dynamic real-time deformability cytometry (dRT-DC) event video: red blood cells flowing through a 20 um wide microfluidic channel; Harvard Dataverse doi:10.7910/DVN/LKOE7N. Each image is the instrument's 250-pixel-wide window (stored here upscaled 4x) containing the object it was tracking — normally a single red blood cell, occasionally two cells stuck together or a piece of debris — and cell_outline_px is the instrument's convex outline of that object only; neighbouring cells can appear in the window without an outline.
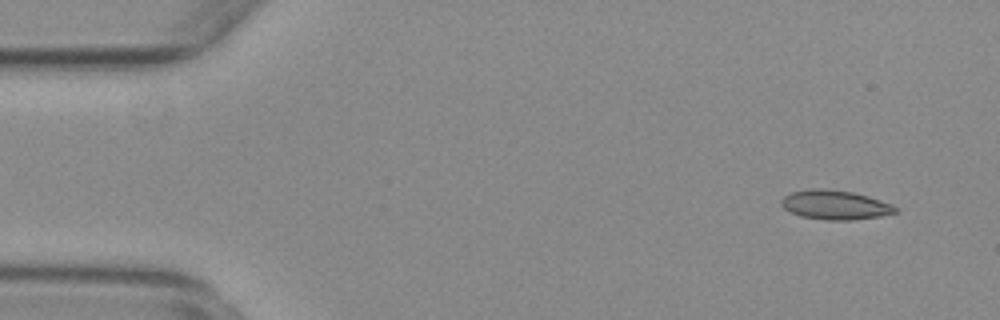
{"species": "common noctule bat (a hibernating species)", "species_latin": "Nyctalus noctula", "temperature_condition": "warm", "stored_images_in_passage": 55, "camera_frame_rate_fps": 3000, "um_per_image_px": 0.085, "animal": {"sex": "female", "body_mass_g": 29.2, "forearm_length_mm": 56.3}, "frame": {"image": 1, "passage_image": 4, "time_ms": 1.0, "image_size_px": [1000, 320], "cell_outline_px": [[896, 212], [880, 216], [852, 220], [824, 220], [800, 216], [784, 208], [780, 204], [780, 200], [784, 196], [792, 192], [812, 188], [820, 188], [852, 192], [868, 196], [892, 204], [896, 208]], "centroid_in_image_um": [70.95, 17.42], "position_along_channel_um": 14.0, "area_um2": 19.36}}
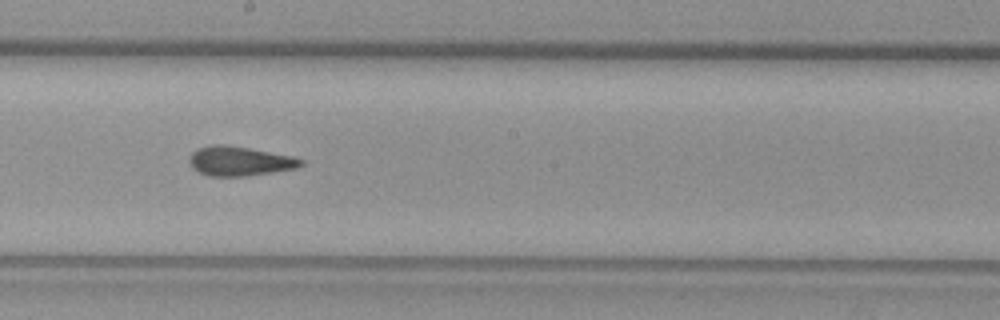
{"frame": {"image": 2, "passage_image": 30, "time_ms": 9.667, "image_size_px": [1000, 320], "cell_outline_px": [[304, 164], [296, 168], [272, 172], [244, 176], [208, 176], [196, 172], [192, 168], [188, 160], [188, 156], [196, 148], [212, 144], [224, 144], [248, 148], [292, 156], [304, 160]], "centroid_in_image_um": [20.3, 13.69], "position_along_channel_um": 227.9, "area_um2": 19.31}}
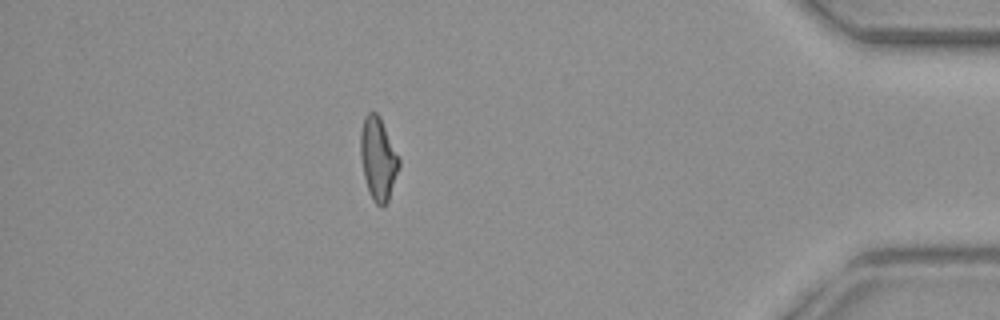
{"frame": {"image": 3, "passage_image": 48, "time_ms": 15.667, "image_size_px": [1000, 320], "cell_outline_px": [[400, 164], [388, 200], [384, 204], [376, 204], [372, 200], [368, 192], [364, 176], [360, 156], [360, 132], [364, 116], [368, 112], [376, 112], [380, 116], [400, 156]], "centroid_in_image_um": [32.14, 13.43], "position_along_channel_um": 403.1, "area_um2": 18.73}, "authors_computed_cell_mechanics": {"area_um2": 19.0162, "velocity_mm_per_s": 3.7503, "shape_relaxation_time_tau1_ms": null, "shape_relaxation_time_tau2_ms": 2.1, "deformation_change_tau1": null, "deformation_change_tau2": 0.1092}}